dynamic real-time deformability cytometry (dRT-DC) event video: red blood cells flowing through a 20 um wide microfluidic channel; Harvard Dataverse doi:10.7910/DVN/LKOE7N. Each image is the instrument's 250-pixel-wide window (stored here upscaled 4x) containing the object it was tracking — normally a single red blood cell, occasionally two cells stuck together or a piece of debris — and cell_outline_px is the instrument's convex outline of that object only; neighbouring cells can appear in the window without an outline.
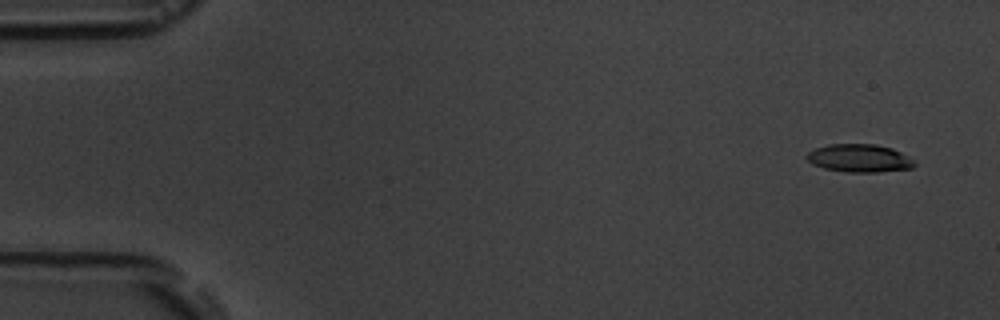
{"species": "common noctule bat (a hibernating species)", "species_latin": "Nyctalus noctula", "temperature_condition": "room temperature", "stored_images_in_passage": 4, "camera_frame_rate_fps": 3000, "um_per_image_px": 0.085, "animal": {"sex": "male", "body_mass_g": 19.5, "forearm_length_mm": 54.6}, "frame": {"image": 1, "passage_image": 1, "time_ms": 0.0, "image_size_px": [1000, 320], "cell_outline_px": [[916, 164], [912, 168], [876, 172], [844, 172], [824, 168], [812, 164], [804, 156], [808, 152], [816, 148], [828, 144], [876, 144], [892, 148], [900, 152], [912, 160]], "centroid_in_image_um": [73.01, 13.44], "position_along_channel_um": 12.0, "area_um2": 17.51}}
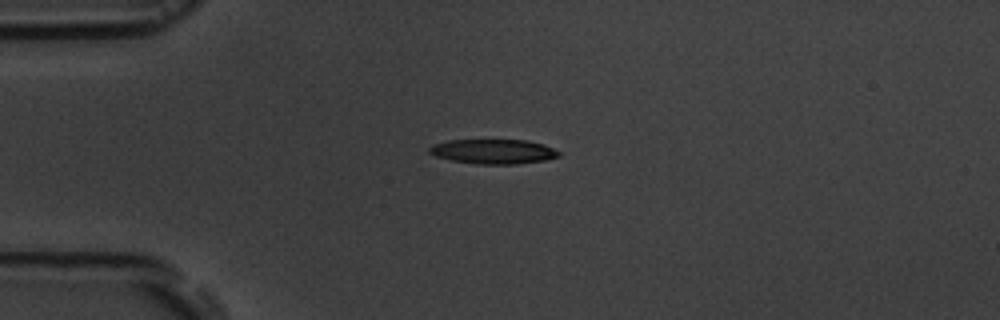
{"frame": {"image": 2, "passage_image": 4, "time_ms": 3.667, "image_size_px": [1000, 320], "cell_outline_px": [[560, 156], [544, 160], [516, 164], [476, 164], [452, 160], [436, 156], [428, 152], [428, 148], [432, 144], [448, 140], [528, 140], [544, 144], [560, 152]], "centroid_in_image_um": [41.92, 12.87], "position_along_channel_um": 43.1, "area_um2": 18.61}}